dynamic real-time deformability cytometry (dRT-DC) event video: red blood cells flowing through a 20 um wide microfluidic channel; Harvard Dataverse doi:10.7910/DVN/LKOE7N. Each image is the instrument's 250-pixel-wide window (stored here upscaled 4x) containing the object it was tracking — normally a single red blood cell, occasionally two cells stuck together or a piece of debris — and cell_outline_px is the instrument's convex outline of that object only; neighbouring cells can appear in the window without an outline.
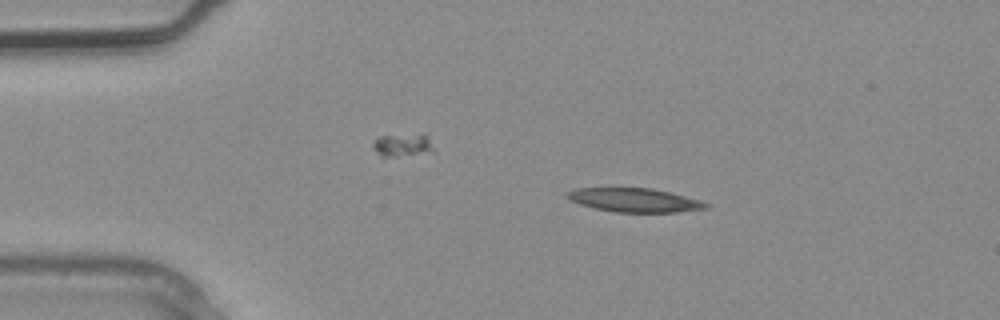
{"species": "common noctule bat (a hibernating species)", "species_latin": "Nyctalus noctula", "temperature_condition": "warm", "stored_images_in_passage": 2, "camera_frame_rate_fps": 3000, "um_per_image_px": 0.085, "animal": {"sex": "male", "body_mass_g": 20.4}, "frame": {"image": 1, "passage_image": 1, "time_ms": 0.0, "image_size_px": [1000, 320], "cell_outline_px": [[708, 208], [676, 212], [616, 212], [596, 208], [580, 204], [568, 200], [564, 196], [564, 192], [576, 188], [652, 188], [672, 192], [700, 200], [708, 204]], "centroid_in_image_um": [53.89, 17.0], "position_along_channel_um": 31.1, "area_um2": 19.36}}
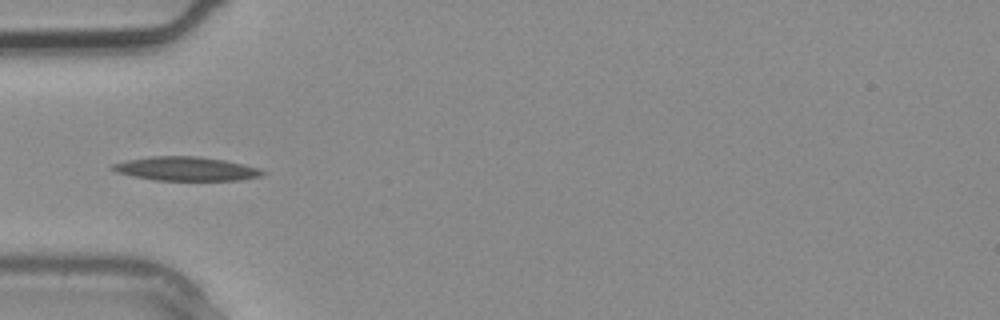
{"frame": {"image": 2, "passage_image": 2, "time_ms": 0.333, "image_size_px": [1000, 320], "cell_outline_px": [[268, 172], [260, 176], [240, 180], [156, 180], [132, 176], [116, 172], [112, 168], [112, 164], [128, 160], [152, 156], [200, 156], [224, 160], [244, 164]], "centroid_in_image_um": [15.83, 14.34], "position_along_channel_um": 69.2, "area_um2": 20.75}}